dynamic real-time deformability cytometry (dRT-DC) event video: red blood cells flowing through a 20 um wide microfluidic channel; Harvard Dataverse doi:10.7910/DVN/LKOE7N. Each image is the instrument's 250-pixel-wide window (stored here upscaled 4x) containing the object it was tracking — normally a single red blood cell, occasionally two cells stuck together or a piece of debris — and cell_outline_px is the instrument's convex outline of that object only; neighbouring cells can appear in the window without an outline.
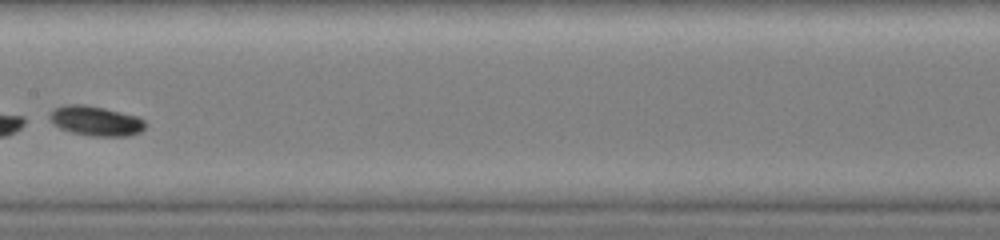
{"species": "common noctule bat (a hibernating species)", "species_latin": "Nyctalus noctula", "temperature_condition": "warm", "stored_images_in_passage": 34, "camera_frame_rate_fps": 3000, "um_per_image_px": 0.085, "animal": {"sex": "female", "body_mass_g": 19.0, "forearm_length_mm": 51.5}, "frame": {"image": 1, "passage_image": 33, "time_ms": 5.0, "image_size_px": [1000, 240], "cell_outline_px": [[144, 128], [140, 132], [128, 136], [92, 136], [72, 132], [60, 128], [52, 124], [48, 116], [48, 112], [52, 108], [64, 104], [84, 104], [104, 108], [136, 116], [144, 120]], "centroid_in_image_um": [8.06, 10.26], "position_along_channel_um": 199.3, "area_um2": 16.7}}